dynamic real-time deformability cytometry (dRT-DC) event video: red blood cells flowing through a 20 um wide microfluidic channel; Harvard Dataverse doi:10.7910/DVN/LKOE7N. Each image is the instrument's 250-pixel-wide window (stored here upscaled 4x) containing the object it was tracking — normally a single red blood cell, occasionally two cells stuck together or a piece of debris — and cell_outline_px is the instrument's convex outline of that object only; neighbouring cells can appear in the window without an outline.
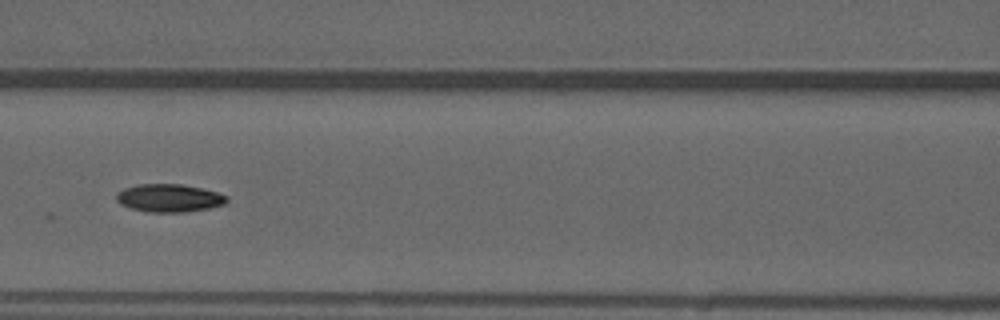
{"species": "common noctule bat (a hibernating species)", "species_latin": "Nyctalus noctula", "temperature_condition": "warm", "stored_images_in_passage": 53, "camera_frame_rate_fps": 3000, "um_per_image_px": 0.085, "animal": {"sex": "male", "forearm_length_mm": 52.5}, "frame": {"image": 1, "passage_image": 23, "time_ms": 7.333, "image_size_px": [1000, 320], "cell_outline_px": [[228, 200], [224, 204], [208, 208], [184, 212], [152, 212], [132, 208], [120, 204], [116, 200], [116, 192], [124, 188], [136, 184], [180, 184], [204, 188], [228, 196]], "centroid_in_image_um": [14.37, 16.82], "position_along_channel_um": 152.2, "area_um2": 17.98}}
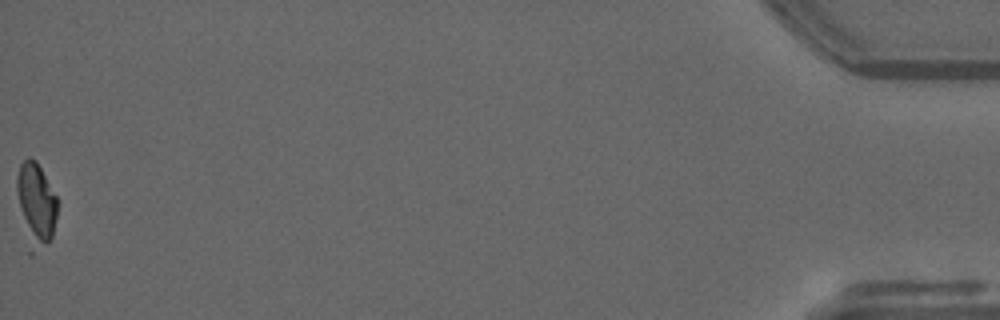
{"frame": {"image": 2, "passage_image": 53, "time_ms": 17.333, "image_size_px": [1000, 320], "cell_outline_px": [[56, 216], [52, 236], [48, 240], [40, 244], [36, 244], [20, 208], [16, 188], [16, 176], [20, 164], [28, 156], [36, 160], [56, 196]], "centroid_in_image_um": [3.08, 17.01], "position_along_channel_um": 432.1, "area_um2": 17.28}, "authors_computed_cell_mechanics": {"area_um2": 17.5134, "velocity_mm_per_s": 3.837, "shape_relaxation_time_tau1_ms": null, "shape_relaxation_time_tau2_ms": 6.8828, "deformation_change_tau1": null, "deformation_change_tau2": 0.0952}}